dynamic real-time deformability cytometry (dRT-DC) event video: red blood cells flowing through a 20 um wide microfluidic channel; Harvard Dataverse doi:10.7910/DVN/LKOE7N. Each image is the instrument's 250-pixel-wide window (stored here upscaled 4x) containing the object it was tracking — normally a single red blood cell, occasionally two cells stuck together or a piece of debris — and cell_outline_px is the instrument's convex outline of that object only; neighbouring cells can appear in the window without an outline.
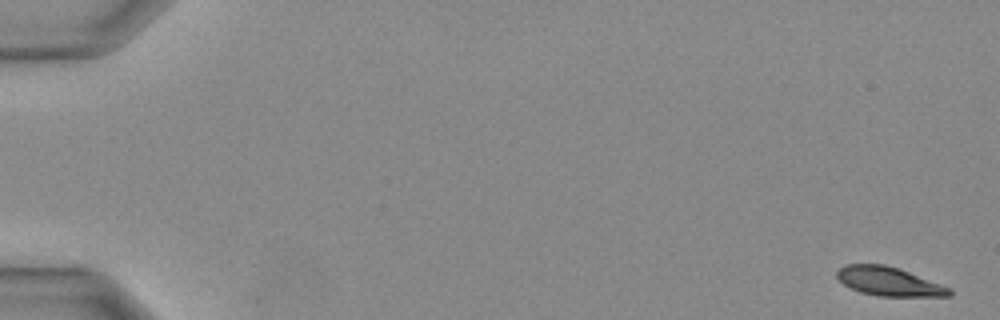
{"species": "Egyptian fruit bat (a non-hibernating species)", "species_latin": "Rousettus aegyptiacus", "temperature_condition": "warm", "stored_images_in_passage": 36, "camera_frame_rate_fps": 3000, "um_per_image_px": 0.085, "animal": {"sex": "female"}, "frame": {"image": 1, "passage_image": 1, "time_ms": 0.0, "image_size_px": [1000, 320], "cell_outline_px": [[952, 296], [880, 296], [860, 292], [844, 284], [836, 276], [836, 272], [840, 268], [848, 264], [884, 264], [900, 268], [952, 288]], "centroid_in_image_um": [75.6, 23.92], "position_along_channel_um": 9.4, "area_um2": 18.9}}
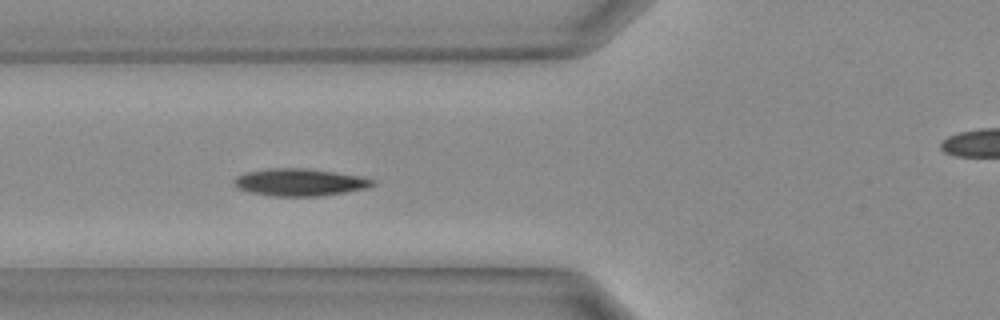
{"frame": {"image": 2, "passage_image": 14, "time_ms": 4.333, "image_size_px": [1000, 320], "cell_outline_px": [[376, 184], [368, 188], [320, 196], [272, 196], [248, 192], [236, 188], [232, 180], [236, 176], [244, 172], [268, 168], [304, 168], [336, 172], [360, 176], [376, 180]], "centroid_in_image_um": [25.45, 15.49], "position_along_channel_um": 100.4, "area_um2": 22.31}}
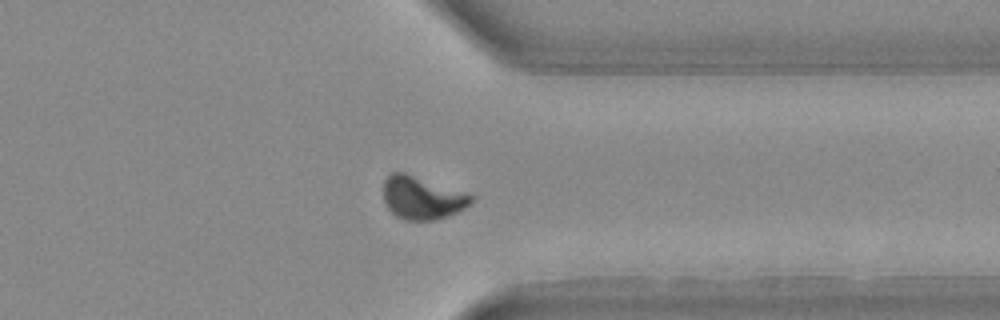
{"frame": {"image": 3, "passage_image": 28, "time_ms": 9.0, "image_size_px": [1000, 320], "cell_outline_px": [[476, 196], [472, 204], [456, 212], [432, 220], [408, 220], [396, 216], [388, 208], [384, 200], [384, 180], [392, 172], [404, 172]], "centroid_in_image_um": [35.88, 16.81], "position_along_channel_um": 375.5, "area_um2": 21.68}}